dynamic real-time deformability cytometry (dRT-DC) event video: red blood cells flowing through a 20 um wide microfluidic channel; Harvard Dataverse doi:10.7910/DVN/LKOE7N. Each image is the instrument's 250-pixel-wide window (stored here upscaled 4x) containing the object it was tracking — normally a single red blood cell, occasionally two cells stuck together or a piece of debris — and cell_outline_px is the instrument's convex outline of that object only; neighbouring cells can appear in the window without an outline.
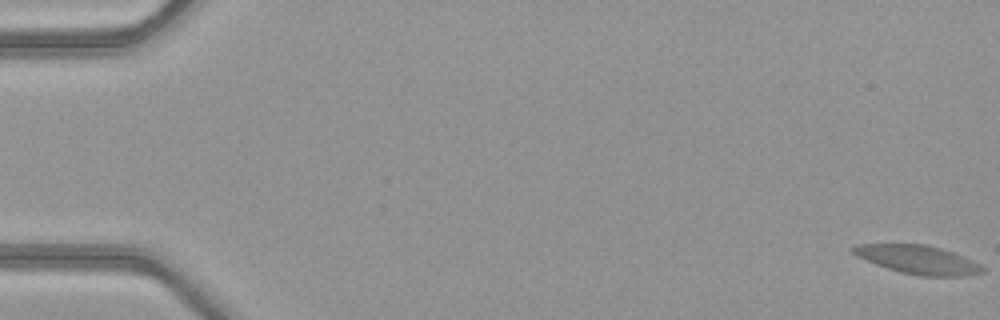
{"species": "common noctule bat (a hibernating species)", "species_latin": "Nyctalus noctula", "temperature_condition": "warm", "stored_images_in_passage": 58, "camera_frame_rate_fps": 3000, "um_per_image_px": 0.085, "animal": {"sex": "female", "body_mass_g": 21.9}, "frame": {"image": 1, "passage_image": 1, "time_ms": 0.0, "image_size_px": [1000, 320], "cell_outline_px": [[984, 272], [968, 276], [920, 276], [900, 272], [876, 264], [856, 256], [848, 248], [856, 244], [924, 244], [940, 248], [964, 256], [980, 264], [984, 268]], "centroid_in_image_um": [78.02, 22.07], "position_along_channel_um": 7.0, "area_um2": 21.62}}
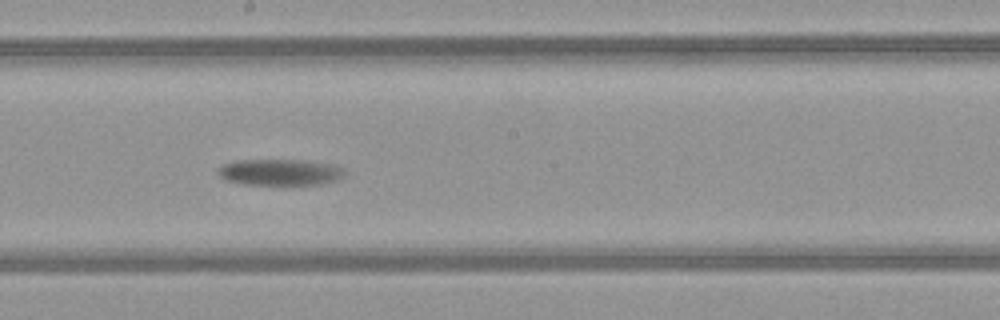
{"frame": {"image": 2, "passage_image": 33, "time_ms": 10.667, "image_size_px": [1000, 320], "cell_outline_px": [[344, 176], [336, 180], [320, 184], [288, 188], [240, 184], [224, 180], [216, 172], [216, 168], [224, 164], [236, 160], [304, 160], [336, 164], [344, 168]], "centroid_in_image_um": [23.79, 14.69], "position_along_channel_um": 224.4, "area_um2": 20.75}}
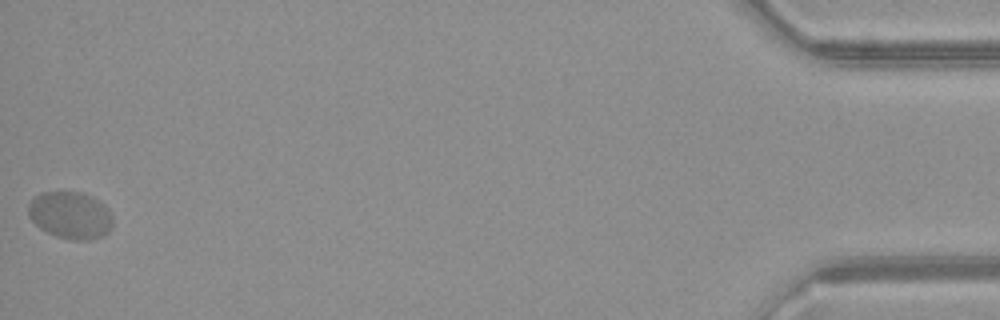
{"frame": {"image": 3, "passage_image": 58, "time_ms": 19.0, "image_size_px": [1000, 320], "cell_outline_px": [[112, 228], [104, 236], [88, 240], [72, 240], [56, 236], [40, 228], [28, 216], [28, 204], [40, 192], [80, 192], [92, 196], [104, 204], [108, 208], [112, 216]], "centroid_in_image_um": [6.0, 18.3], "position_along_channel_um": 429.2, "area_um2": 23.35}, "authors_computed_cell_mechanics": {"area_um2": 21.1548, "velocity_mm_per_s": 3.675, "shape_relaxation_time_tau1_ms": 4.9515, "shape_relaxation_time_tau2_ms": null, "deformation_change_tau1": 0.1126, "deformation_change_tau2": null}}